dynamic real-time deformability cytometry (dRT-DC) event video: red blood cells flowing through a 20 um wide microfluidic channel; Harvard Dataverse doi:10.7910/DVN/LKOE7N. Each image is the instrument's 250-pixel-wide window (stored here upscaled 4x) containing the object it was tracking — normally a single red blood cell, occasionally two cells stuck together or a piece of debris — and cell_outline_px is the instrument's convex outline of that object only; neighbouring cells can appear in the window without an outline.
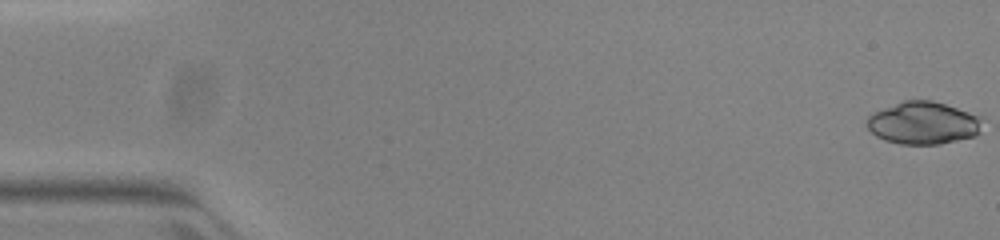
{"species": "common noctule bat (a hibernating species)", "species_latin": "Nyctalus noctula", "temperature_condition": "warm", "stored_images_in_passage": 52, "camera_frame_rate_fps": 3000, "um_per_image_px": 0.085, "animal": {"sex": "female", "body_mass_g": 23.0, "forearm_length_mm": 53.4}, "frame": {"image": 1, "passage_image": 1, "time_ms": 0.0, "image_size_px": [1000, 240], "cell_outline_px": [[984, 116], [980, 132], [976, 136], [940, 144], [900, 144], [884, 140], [876, 136], [864, 124], [868, 116], [872, 112], [904, 100], [932, 100]], "centroid_in_image_um": [78.49, 10.45], "position_along_channel_um": 6.5, "area_um2": 29.07}}